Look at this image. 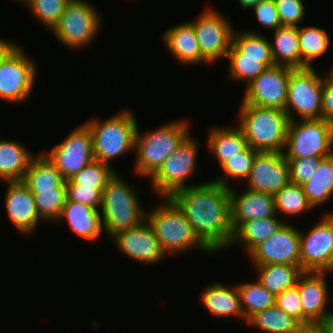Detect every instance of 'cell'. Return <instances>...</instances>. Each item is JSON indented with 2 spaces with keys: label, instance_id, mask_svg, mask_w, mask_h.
Here are the masks:
<instances>
[{
  "label": "cell",
  "instance_id": "obj_21",
  "mask_svg": "<svg viewBox=\"0 0 333 333\" xmlns=\"http://www.w3.org/2000/svg\"><path fill=\"white\" fill-rule=\"evenodd\" d=\"M232 229L235 231L243 222L276 215L274 196L263 192L245 189L238 193L229 187Z\"/></svg>",
  "mask_w": 333,
  "mask_h": 333
},
{
  "label": "cell",
  "instance_id": "obj_39",
  "mask_svg": "<svg viewBox=\"0 0 333 333\" xmlns=\"http://www.w3.org/2000/svg\"><path fill=\"white\" fill-rule=\"evenodd\" d=\"M116 169L98 160L79 171L73 178L66 181V185H80L99 189L101 192L106 187L108 180L115 174Z\"/></svg>",
  "mask_w": 333,
  "mask_h": 333
},
{
  "label": "cell",
  "instance_id": "obj_11",
  "mask_svg": "<svg viewBox=\"0 0 333 333\" xmlns=\"http://www.w3.org/2000/svg\"><path fill=\"white\" fill-rule=\"evenodd\" d=\"M198 150L197 141L189 134L150 177L152 189L159 197H170L191 186L185 182L196 171Z\"/></svg>",
  "mask_w": 333,
  "mask_h": 333
},
{
  "label": "cell",
  "instance_id": "obj_9",
  "mask_svg": "<svg viewBox=\"0 0 333 333\" xmlns=\"http://www.w3.org/2000/svg\"><path fill=\"white\" fill-rule=\"evenodd\" d=\"M285 159L326 158L333 154V126L324 119L290 121Z\"/></svg>",
  "mask_w": 333,
  "mask_h": 333
},
{
  "label": "cell",
  "instance_id": "obj_30",
  "mask_svg": "<svg viewBox=\"0 0 333 333\" xmlns=\"http://www.w3.org/2000/svg\"><path fill=\"white\" fill-rule=\"evenodd\" d=\"M258 271L259 282L275 296L296 285L301 266L288 264H269L254 266Z\"/></svg>",
  "mask_w": 333,
  "mask_h": 333
},
{
  "label": "cell",
  "instance_id": "obj_32",
  "mask_svg": "<svg viewBox=\"0 0 333 333\" xmlns=\"http://www.w3.org/2000/svg\"><path fill=\"white\" fill-rule=\"evenodd\" d=\"M329 35L317 26L298 27L300 68L314 67L313 62L321 58L329 48Z\"/></svg>",
  "mask_w": 333,
  "mask_h": 333
},
{
  "label": "cell",
  "instance_id": "obj_22",
  "mask_svg": "<svg viewBox=\"0 0 333 333\" xmlns=\"http://www.w3.org/2000/svg\"><path fill=\"white\" fill-rule=\"evenodd\" d=\"M166 50L182 65H199L208 62L202 57L193 25L187 21L165 30L162 34Z\"/></svg>",
  "mask_w": 333,
  "mask_h": 333
},
{
  "label": "cell",
  "instance_id": "obj_6",
  "mask_svg": "<svg viewBox=\"0 0 333 333\" xmlns=\"http://www.w3.org/2000/svg\"><path fill=\"white\" fill-rule=\"evenodd\" d=\"M162 199L161 204L146 213V219L164 253L182 254L193 248L211 253L196 237L192 226L177 205L169 197Z\"/></svg>",
  "mask_w": 333,
  "mask_h": 333
},
{
  "label": "cell",
  "instance_id": "obj_4",
  "mask_svg": "<svg viewBox=\"0 0 333 333\" xmlns=\"http://www.w3.org/2000/svg\"><path fill=\"white\" fill-rule=\"evenodd\" d=\"M189 123L172 121L142 134L137 127L135 135L134 171L138 176L150 178L166 158L189 135Z\"/></svg>",
  "mask_w": 333,
  "mask_h": 333
},
{
  "label": "cell",
  "instance_id": "obj_10",
  "mask_svg": "<svg viewBox=\"0 0 333 333\" xmlns=\"http://www.w3.org/2000/svg\"><path fill=\"white\" fill-rule=\"evenodd\" d=\"M323 78L314 67L294 68L290 71L284 109L290 121L296 120L294 114L301 120L321 119Z\"/></svg>",
  "mask_w": 333,
  "mask_h": 333
},
{
  "label": "cell",
  "instance_id": "obj_26",
  "mask_svg": "<svg viewBox=\"0 0 333 333\" xmlns=\"http://www.w3.org/2000/svg\"><path fill=\"white\" fill-rule=\"evenodd\" d=\"M27 148L13 139L0 140V179L22 181L31 159L35 156Z\"/></svg>",
  "mask_w": 333,
  "mask_h": 333
},
{
  "label": "cell",
  "instance_id": "obj_24",
  "mask_svg": "<svg viewBox=\"0 0 333 333\" xmlns=\"http://www.w3.org/2000/svg\"><path fill=\"white\" fill-rule=\"evenodd\" d=\"M200 300L213 316L221 318L238 317L246 323L236 284L226 286L224 283L215 282L208 285L201 292Z\"/></svg>",
  "mask_w": 333,
  "mask_h": 333
},
{
  "label": "cell",
  "instance_id": "obj_7",
  "mask_svg": "<svg viewBox=\"0 0 333 333\" xmlns=\"http://www.w3.org/2000/svg\"><path fill=\"white\" fill-rule=\"evenodd\" d=\"M26 55L14 42L0 57V99L4 102L20 104L30 99L38 69Z\"/></svg>",
  "mask_w": 333,
  "mask_h": 333
},
{
  "label": "cell",
  "instance_id": "obj_34",
  "mask_svg": "<svg viewBox=\"0 0 333 333\" xmlns=\"http://www.w3.org/2000/svg\"><path fill=\"white\" fill-rule=\"evenodd\" d=\"M246 324L264 333H295L302 326L276 305L252 315Z\"/></svg>",
  "mask_w": 333,
  "mask_h": 333
},
{
  "label": "cell",
  "instance_id": "obj_47",
  "mask_svg": "<svg viewBox=\"0 0 333 333\" xmlns=\"http://www.w3.org/2000/svg\"><path fill=\"white\" fill-rule=\"evenodd\" d=\"M321 119L333 126V80L327 73L323 78Z\"/></svg>",
  "mask_w": 333,
  "mask_h": 333
},
{
  "label": "cell",
  "instance_id": "obj_48",
  "mask_svg": "<svg viewBox=\"0 0 333 333\" xmlns=\"http://www.w3.org/2000/svg\"><path fill=\"white\" fill-rule=\"evenodd\" d=\"M295 333H324L320 324L302 325Z\"/></svg>",
  "mask_w": 333,
  "mask_h": 333
},
{
  "label": "cell",
  "instance_id": "obj_50",
  "mask_svg": "<svg viewBox=\"0 0 333 333\" xmlns=\"http://www.w3.org/2000/svg\"><path fill=\"white\" fill-rule=\"evenodd\" d=\"M243 9H252L261 0H237Z\"/></svg>",
  "mask_w": 333,
  "mask_h": 333
},
{
  "label": "cell",
  "instance_id": "obj_37",
  "mask_svg": "<svg viewBox=\"0 0 333 333\" xmlns=\"http://www.w3.org/2000/svg\"><path fill=\"white\" fill-rule=\"evenodd\" d=\"M258 152L259 151L252 149L250 146H247L238 155L229 157V159L220 165L224 175L221 174L219 177H216V179H213V181L229 188L231 187L229 184L230 179H247Z\"/></svg>",
  "mask_w": 333,
  "mask_h": 333
},
{
  "label": "cell",
  "instance_id": "obj_8",
  "mask_svg": "<svg viewBox=\"0 0 333 333\" xmlns=\"http://www.w3.org/2000/svg\"><path fill=\"white\" fill-rule=\"evenodd\" d=\"M101 21V14L93 4L86 0H70L51 31L58 42L76 51L95 40Z\"/></svg>",
  "mask_w": 333,
  "mask_h": 333
},
{
  "label": "cell",
  "instance_id": "obj_31",
  "mask_svg": "<svg viewBox=\"0 0 333 333\" xmlns=\"http://www.w3.org/2000/svg\"><path fill=\"white\" fill-rule=\"evenodd\" d=\"M308 202L315 209L333 196V154L323 158L313 176L302 185Z\"/></svg>",
  "mask_w": 333,
  "mask_h": 333
},
{
  "label": "cell",
  "instance_id": "obj_41",
  "mask_svg": "<svg viewBox=\"0 0 333 333\" xmlns=\"http://www.w3.org/2000/svg\"><path fill=\"white\" fill-rule=\"evenodd\" d=\"M32 194L40 218L47 222H57L67 198L66 190H47Z\"/></svg>",
  "mask_w": 333,
  "mask_h": 333
},
{
  "label": "cell",
  "instance_id": "obj_53",
  "mask_svg": "<svg viewBox=\"0 0 333 333\" xmlns=\"http://www.w3.org/2000/svg\"><path fill=\"white\" fill-rule=\"evenodd\" d=\"M327 75L333 80V68L330 70V72Z\"/></svg>",
  "mask_w": 333,
  "mask_h": 333
},
{
  "label": "cell",
  "instance_id": "obj_40",
  "mask_svg": "<svg viewBox=\"0 0 333 333\" xmlns=\"http://www.w3.org/2000/svg\"><path fill=\"white\" fill-rule=\"evenodd\" d=\"M70 0H23L21 3L29 8L30 12L42 25L51 31L59 22Z\"/></svg>",
  "mask_w": 333,
  "mask_h": 333
},
{
  "label": "cell",
  "instance_id": "obj_16",
  "mask_svg": "<svg viewBox=\"0 0 333 333\" xmlns=\"http://www.w3.org/2000/svg\"><path fill=\"white\" fill-rule=\"evenodd\" d=\"M248 256L254 266L269 264L300 266V230L286 222Z\"/></svg>",
  "mask_w": 333,
  "mask_h": 333
},
{
  "label": "cell",
  "instance_id": "obj_3",
  "mask_svg": "<svg viewBox=\"0 0 333 333\" xmlns=\"http://www.w3.org/2000/svg\"><path fill=\"white\" fill-rule=\"evenodd\" d=\"M117 172L108 180L102 191L99 210L103 229L110 238L146 220V212L137 196V189L128 185L126 179Z\"/></svg>",
  "mask_w": 333,
  "mask_h": 333
},
{
  "label": "cell",
  "instance_id": "obj_28",
  "mask_svg": "<svg viewBox=\"0 0 333 333\" xmlns=\"http://www.w3.org/2000/svg\"><path fill=\"white\" fill-rule=\"evenodd\" d=\"M208 148L221 165L229 157L242 152L248 145L241 128L236 127H211L208 133Z\"/></svg>",
  "mask_w": 333,
  "mask_h": 333
},
{
  "label": "cell",
  "instance_id": "obj_38",
  "mask_svg": "<svg viewBox=\"0 0 333 333\" xmlns=\"http://www.w3.org/2000/svg\"><path fill=\"white\" fill-rule=\"evenodd\" d=\"M229 59V77L232 81H244L248 86L266 68L262 58L242 57V55L231 45L227 54Z\"/></svg>",
  "mask_w": 333,
  "mask_h": 333
},
{
  "label": "cell",
  "instance_id": "obj_27",
  "mask_svg": "<svg viewBox=\"0 0 333 333\" xmlns=\"http://www.w3.org/2000/svg\"><path fill=\"white\" fill-rule=\"evenodd\" d=\"M268 217L243 222L235 231L230 247L236 244L245 246L248 255L263 241L277 232L286 223L280 218Z\"/></svg>",
  "mask_w": 333,
  "mask_h": 333
},
{
  "label": "cell",
  "instance_id": "obj_42",
  "mask_svg": "<svg viewBox=\"0 0 333 333\" xmlns=\"http://www.w3.org/2000/svg\"><path fill=\"white\" fill-rule=\"evenodd\" d=\"M280 16L282 26H301L305 18V5L303 0H274Z\"/></svg>",
  "mask_w": 333,
  "mask_h": 333
},
{
  "label": "cell",
  "instance_id": "obj_49",
  "mask_svg": "<svg viewBox=\"0 0 333 333\" xmlns=\"http://www.w3.org/2000/svg\"><path fill=\"white\" fill-rule=\"evenodd\" d=\"M324 333H333V310L320 323Z\"/></svg>",
  "mask_w": 333,
  "mask_h": 333
},
{
  "label": "cell",
  "instance_id": "obj_17",
  "mask_svg": "<svg viewBox=\"0 0 333 333\" xmlns=\"http://www.w3.org/2000/svg\"><path fill=\"white\" fill-rule=\"evenodd\" d=\"M246 181V189L274 196L290 182L289 164L284 154L259 151Z\"/></svg>",
  "mask_w": 333,
  "mask_h": 333
},
{
  "label": "cell",
  "instance_id": "obj_35",
  "mask_svg": "<svg viewBox=\"0 0 333 333\" xmlns=\"http://www.w3.org/2000/svg\"><path fill=\"white\" fill-rule=\"evenodd\" d=\"M236 286L246 321L257 312L275 305L276 296L270 293L258 279L255 282L239 283Z\"/></svg>",
  "mask_w": 333,
  "mask_h": 333
},
{
  "label": "cell",
  "instance_id": "obj_51",
  "mask_svg": "<svg viewBox=\"0 0 333 333\" xmlns=\"http://www.w3.org/2000/svg\"><path fill=\"white\" fill-rule=\"evenodd\" d=\"M14 43V41L0 38V57Z\"/></svg>",
  "mask_w": 333,
  "mask_h": 333
},
{
  "label": "cell",
  "instance_id": "obj_23",
  "mask_svg": "<svg viewBox=\"0 0 333 333\" xmlns=\"http://www.w3.org/2000/svg\"><path fill=\"white\" fill-rule=\"evenodd\" d=\"M61 220H66L73 233L90 242L99 239L104 232L100 211L75 201H65L57 221Z\"/></svg>",
  "mask_w": 333,
  "mask_h": 333
},
{
  "label": "cell",
  "instance_id": "obj_12",
  "mask_svg": "<svg viewBox=\"0 0 333 333\" xmlns=\"http://www.w3.org/2000/svg\"><path fill=\"white\" fill-rule=\"evenodd\" d=\"M213 8L214 6L206 7L195 20H189L196 33L201 55L208 64L227 57L234 31L230 20Z\"/></svg>",
  "mask_w": 333,
  "mask_h": 333
},
{
  "label": "cell",
  "instance_id": "obj_25",
  "mask_svg": "<svg viewBox=\"0 0 333 333\" xmlns=\"http://www.w3.org/2000/svg\"><path fill=\"white\" fill-rule=\"evenodd\" d=\"M31 193L47 190H66V180L44 152L34 156L22 180Z\"/></svg>",
  "mask_w": 333,
  "mask_h": 333
},
{
  "label": "cell",
  "instance_id": "obj_19",
  "mask_svg": "<svg viewBox=\"0 0 333 333\" xmlns=\"http://www.w3.org/2000/svg\"><path fill=\"white\" fill-rule=\"evenodd\" d=\"M326 272L303 271L296 286L303 311V325L320 324L331 312L327 309L329 294Z\"/></svg>",
  "mask_w": 333,
  "mask_h": 333
},
{
  "label": "cell",
  "instance_id": "obj_45",
  "mask_svg": "<svg viewBox=\"0 0 333 333\" xmlns=\"http://www.w3.org/2000/svg\"><path fill=\"white\" fill-rule=\"evenodd\" d=\"M275 305L303 325V311L296 285L276 295Z\"/></svg>",
  "mask_w": 333,
  "mask_h": 333
},
{
  "label": "cell",
  "instance_id": "obj_13",
  "mask_svg": "<svg viewBox=\"0 0 333 333\" xmlns=\"http://www.w3.org/2000/svg\"><path fill=\"white\" fill-rule=\"evenodd\" d=\"M44 154L56 166L64 179L70 180L95 160L90 129L83 123L65 137L61 143Z\"/></svg>",
  "mask_w": 333,
  "mask_h": 333
},
{
  "label": "cell",
  "instance_id": "obj_15",
  "mask_svg": "<svg viewBox=\"0 0 333 333\" xmlns=\"http://www.w3.org/2000/svg\"><path fill=\"white\" fill-rule=\"evenodd\" d=\"M332 252L333 213H325L306 235L300 231V266L302 271L328 273Z\"/></svg>",
  "mask_w": 333,
  "mask_h": 333
},
{
  "label": "cell",
  "instance_id": "obj_52",
  "mask_svg": "<svg viewBox=\"0 0 333 333\" xmlns=\"http://www.w3.org/2000/svg\"><path fill=\"white\" fill-rule=\"evenodd\" d=\"M330 272L331 273L333 272V252H332L330 262H329V265H328V273L330 274Z\"/></svg>",
  "mask_w": 333,
  "mask_h": 333
},
{
  "label": "cell",
  "instance_id": "obj_44",
  "mask_svg": "<svg viewBox=\"0 0 333 333\" xmlns=\"http://www.w3.org/2000/svg\"><path fill=\"white\" fill-rule=\"evenodd\" d=\"M66 195V200L75 201L100 210L102 192L99 189L80 185H66Z\"/></svg>",
  "mask_w": 333,
  "mask_h": 333
},
{
  "label": "cell",
  "instance_id": "obj_20",
  "mask_svg": "<svg viewBox=\"0 0 333 333\" xmlns=\"http://www.w3.org/2000/svg\"><path fill=\"white\" fill-rule=\"evenodd\" d=\"M5 208L17 232L32 234L41 220L34 195L23 181H6Z\"/></svg>",
  "mask_w": 333,
  "mask_h": 333
},
{
  "label": "cell",
  "instance_id": "obj_14",
  "mask_svg": "<svg viewBox=\"0 0 333 333\" xmlns=\"http://www.w3.org/2000/svg\"><path fill=\"white\" fill-rule=\"evenodd\" d=\"M293 68L274 65L266 68L245 87L241 104L285 109L288 95V80Z\"/></svg>",
  "mask_w": 333,
  "mask_h": 333
},
{
  "label": "cell",
  "instance_id": "obj_29",
  "mask_svg": "<svg viewBox=\"0 0 333 333\" xmlns=\"http://www.w3.org/2000/svg\"><path fill=\"white\" fill-rule=\"evenodd\" d=\"M271 41L275 65L300 68V47L297 26H280Z\"/></svg>",
  "mask_w": 333,
  "mask_h": 333
},
{
  "label": "cell",
  "instance_id": "obj_36",
  "mask_svg": "<svg viewBox=\"0 0 333 333\" xmlns=\"http://www.w3.org/2000/svg\"><path fill=\"white\" fill-rule=\"evenodd\" d=\"M276 215L299 216L314 208L308 202L303 186L289 182L274 195Z\"/></svg>",
  "mask_w": 333,
  "mask_h": 333
},
{
  "label": "cell",
  "instance_id": "obj_2",
  "mask_svg": "<svg viewBox=\"0 0 333 333\" xmlns=\"http://www.w3.org/2000/svg\"><path fill=\"white\" fill-rule=\"evenodd\" d=\"M238 125L247 145L257 151L284 152L289 116L278 108L240 104Z\"/></svg>",
  "mask_w": 333,
  "mask_h": 333
},
{
  "label": "cell",
  "instance_id": "obj_33",
  "mask_svg": "<svg viewBox=\"0 0 333 333\" xmlns=\"http://www.w3.org/2000/svg\"><path fill=\"white\" fill-rule=\"evenodd\" d=\"M271 40L262 34L252 30L233 31L232 46L242 55V57L262 58V63L267 67L275 65Z\"/></svg>",
  "mask_w": 333,
  "mask_h": 333
},
{
  "label": "cell",
  "instance_id": "obj_46",
  "mask_svg": "<svg viewBox=\"0 0 333 333\" xmlns=\"http://www.w3.org/2000/svg\"><path fill=\"white\" fill-rule=\"evenodd\" d=\"M258 22L267 29L277 30L281 25L274 0H261L253 8Z\"/></svg>",
  "mask_w": 333,
  "mask_h": 333
},
{
  "label": "cell",
  "instance_id": "obj_18",
  "mask_svg": "<svg viewBox=\"0 0 333 333\" xmlns=\"http://www.w3.org/2000/svg\"><path fill=\"white\" fill-rule=\"evenodd\" d=\"M111 240L121 253L141 264L159 263L167 256L147 219L140 225L118 232Z\"/></svg>",
  "mask_w": 333,
  "mask_h": 333
},
{
  "label": "cell",
  "instance_id": "obj_1",
  "mask_svg": "<svg viewBox=\"0 0 333 333\" xmlns=\"http://www.w3.org/2000/svg\"><path fill=\"white\" fill-rule=\"evenodd\" d=\"M192 226L199 241L211 252L230 248L231 223L229 188L213 180L177 190L169 197Z\"/></svg>",
  "mask_w": 333,
  "mask_h": 333
},
{
  "label": "cell",
  "instance_id": "obj_5",
  "mask_svg": "<svg viewBox=\"0 0 333 333\" xmlns=\"http://www.w3.org/2000/svg\"><path fill=\"white\" fill-rule=\"evenodd\" d=\"M85 124L91 131L95 160L110 165L114 158L135 150L138 124L132 111L123 109L104 121L93 118Z\"/></svg>",
  "mask_w": 333,
  "mask_h": 333
},
{
  "label": "cell",
  "instance_id": "obj_43",
  "mask_svg": "<svg viewBox=\"0 0 333 333\" xmlns=\"http://www.w3.org/2000/svg\"><path fill=\"white\" fill-rule=\"evenodd\" d=\"M323 158L305 157L297 159H286L289 164L290 182L303 185L317 170Z\"/></svg>",
  "mask_w": 333,
  "mask_h": 333
}]
</instances>
